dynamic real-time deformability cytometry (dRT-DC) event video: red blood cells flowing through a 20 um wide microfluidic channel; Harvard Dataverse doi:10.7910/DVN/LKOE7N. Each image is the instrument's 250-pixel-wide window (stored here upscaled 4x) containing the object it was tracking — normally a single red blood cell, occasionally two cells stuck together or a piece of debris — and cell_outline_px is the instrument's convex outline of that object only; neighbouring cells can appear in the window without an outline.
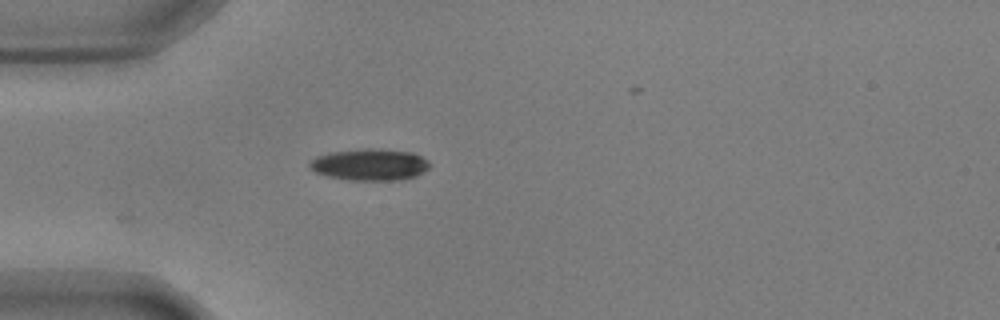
{"species": "common noctule bat (a hibernating species)", "species_latin": "Nyctalus noctula", "temperature_condition": "warm", "stored_images_in_passage": 32, "camera_frame_rate_fps": 3000, "um_per_image_px": 0.085, "animal": {"sex": "male", "body_mass_g": 17.9, "forearm_length_mm": 54.2}, "frame": {"image": 1, "passage_image": 1, "time_ms": 0.0, "image_size_px": [1000, 320], "cell_outline_px": [[428, 168], [416, 176], [396, 180], [348, 180], [328, 176], [316, 172], [308, 164], [316, 156], [332, 152], [364, 148], [372, 148], [412, 152], [428, 160]], "centroid_in_image_um": [31.43, 13.99], "position_along_channel_um": 53.6, "area_um2": 21.91}}
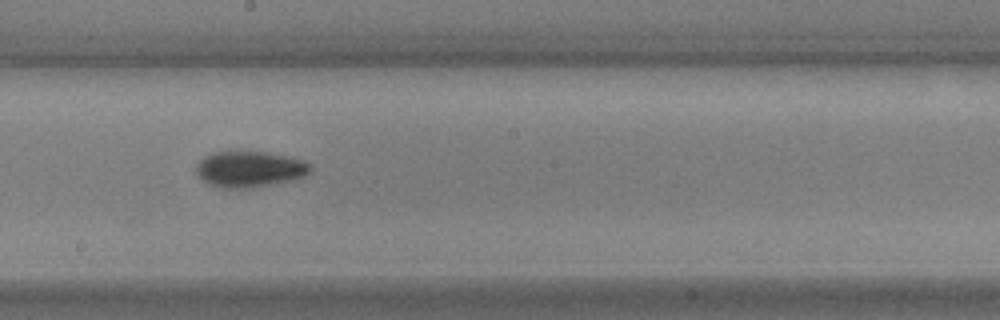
{"frame": {"image": 2, "passage_image": 16, "time_ms": 5.0, "image_size_px": [1000, 320], "cell_outline_px": [[312, 172], [296, 180], [276, 184], [252, 188], [224, 188], [208, 184], [196, 172], [196, 164], [204, 156], [212, 152], [268, 152], [292, 156], [304, 160], [312, 164]], "centroid_in_image_um": [21.3, 14.38], "position_along_channel_um": 226.9, "area_um2": 24.45}}
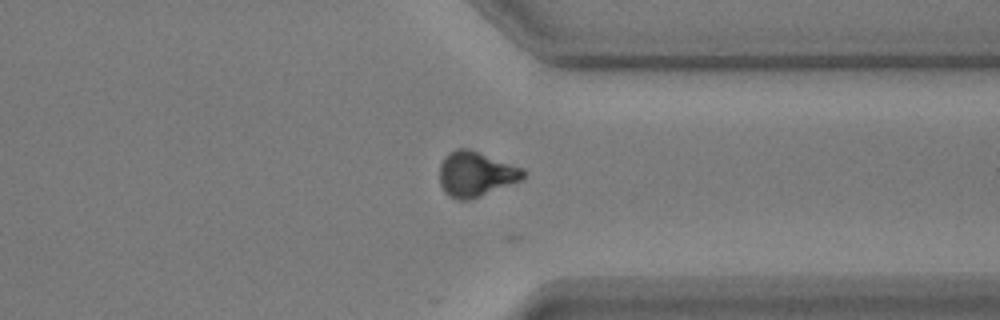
{"frame": {"image": 3, "passage_image": 28, "time_ms": 9.0, "image_size_px": [1000, 320], "cell_outline_px": [[524, 176], [520, 180], [472, 200], [456, 200], [448, 196], [444, 192], [440, 184], [440, 164], [444, 156], [448, 152], [456, 148], [468, 148], [524, 168]], "centroid_in_image_um": [40.4, 14.8], "position_along_channel_um": 371.0, "area_um2": 22.14}}